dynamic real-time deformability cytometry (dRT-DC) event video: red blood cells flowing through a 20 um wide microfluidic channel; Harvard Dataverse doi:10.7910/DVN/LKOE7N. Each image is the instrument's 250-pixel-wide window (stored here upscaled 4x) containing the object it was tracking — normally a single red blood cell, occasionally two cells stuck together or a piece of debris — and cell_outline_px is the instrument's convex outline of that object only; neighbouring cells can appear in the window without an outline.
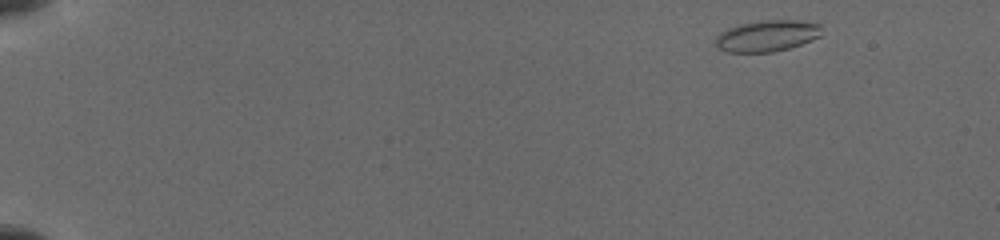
{"species": "common noctule bat (a hibernating species)", "species_latin": "Nyctalus noctula", "temperature_condition": "cold", "stored_images_in_passage": 42, "camera_frame_rate_fps": 3000, "um_per_image_px": 0.085, "animal": {"sex": "female", "body_mass_g": 19.5, "forearm_length_mm": 54.1}, "frame": {"image": 1, "passage_image": 1, "time_ms": 0.0, "image_size_px": [1000, 240], "cell_outline_px": [[820, 36], [812, 40], [788, 48], [772, 52], [728, 52], [716, 48], [716, 36], [720, 32], [728, 28], [740, 24], [760, 20], [796, 20], [820, 24]], "centroid_in_image_um": [65.16, 3.05], "position_along_channel_um": 19.8, "area_um2": 19.31}}
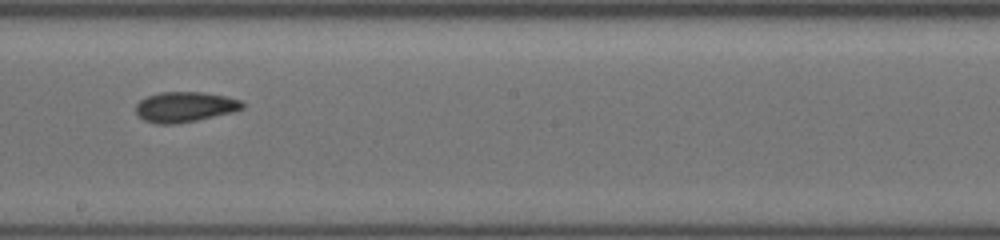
{"frame": {"image": 2, "passage_image": 26, "time_ms": 9.0, "image_size_px": [1000, 240], "cell_outline_px": [[244, 108], [232, 112], [196, 120], [176, 124], [156, 124], [144, 120], [136, 112], [136, 104], [140, 100], [148, 96], [160, 92], [204, 92], [224, 96], [240, 100], [244, 104]], "centroid_in_image_um": [15.7, 9.09], "position_along_channel_um": 232.5, "area_um2": 18.67}}
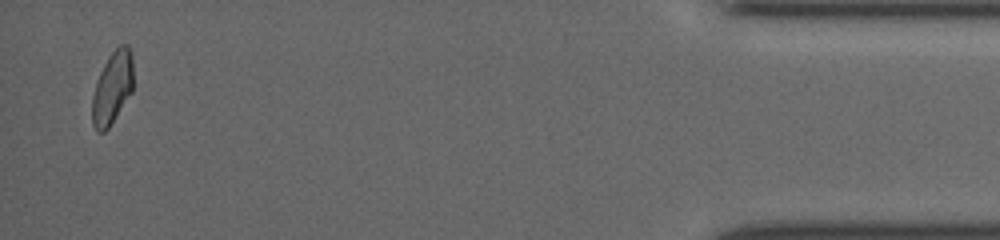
{"frame": {"image": 3, "passage_image": 41, "time_ms": 15.667, "image_size_px": [1000, 240], "cell_outline_px": [[132, 92], [108, 128], [104, 132], [96, 132], [92, 124], [92, 96], [96, 80], [108, 56], [120, 44], [128, 44], [132, 56]], "centroid_in_image_um": [9.53, 7.46], "position_along_channel_um": 425.7, "area_um2": 17.4}}